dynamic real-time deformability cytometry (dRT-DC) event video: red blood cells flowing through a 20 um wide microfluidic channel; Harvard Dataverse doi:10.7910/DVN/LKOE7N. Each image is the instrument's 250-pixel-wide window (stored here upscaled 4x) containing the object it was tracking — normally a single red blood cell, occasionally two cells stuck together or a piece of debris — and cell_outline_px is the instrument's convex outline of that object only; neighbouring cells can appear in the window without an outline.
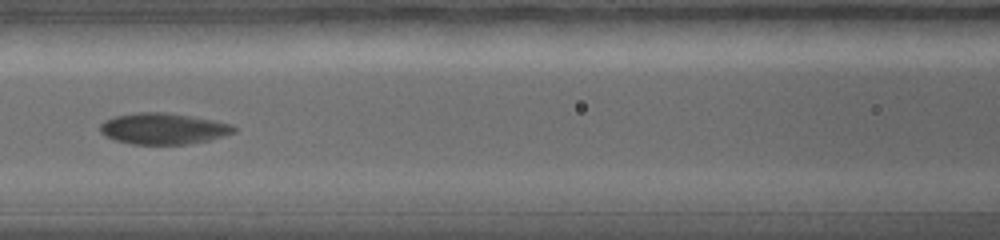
{"species": "common noctule bat (a hibernating species)", "species_latin": "Nyctalus noctula", "temperature_condition": "warm", "stored_images_in_passage": 9, "camera_frame_rate_fps": 5000, "um_per_image_px": 0.085, "animal": {"sex": "female", "body_mass_g": 19.0, "forearm_length_mm": 56.7}, "frame": {"image": 1, "passage_image": 8, "time_ms": 4.0, "image_size_px": [1000, 240], "cell_outline_px": [[236, 128], [232, 132], [208, 140], [184, 144], [132, 144], [116, 140], [108, 136], [100, 128], [100, 124], [116, 116], [140, 112], [164, 112], [188, 116], [228, 124]], "centroid_in_image_um": [13.83, 10.94], "position_along_channel_um": 152.8, "area_um2": 23.29}}